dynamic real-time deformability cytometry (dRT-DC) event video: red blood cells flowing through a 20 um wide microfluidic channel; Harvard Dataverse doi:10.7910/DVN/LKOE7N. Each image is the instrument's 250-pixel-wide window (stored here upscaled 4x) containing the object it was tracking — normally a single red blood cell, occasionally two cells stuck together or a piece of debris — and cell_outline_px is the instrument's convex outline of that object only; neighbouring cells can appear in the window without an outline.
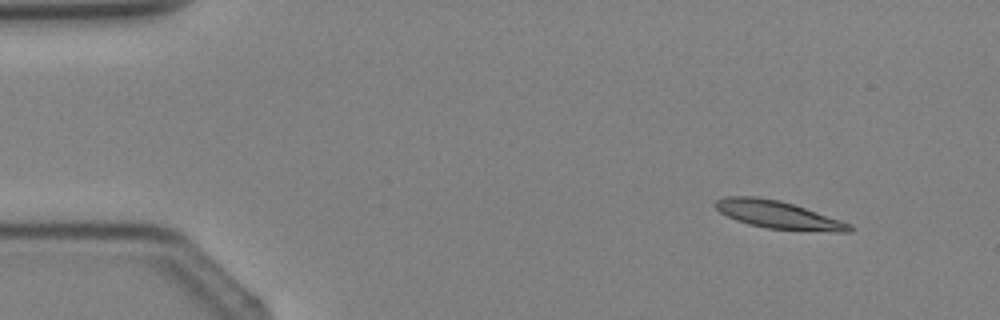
{"species": "Egyptian fruit bat (a non-hibernating species)", "species_latin": "Rousettus aegyptiacus", "temperature_condition": "cold", "stored_images_in_passage": 3, "camera_frame_rate_fps": 3000, "um_per_image_px": 0.085, "animal": {"sex": "female"}, "frame": {"image": 1, "passage_image": 1, "time_ms": 0.0, "image_size_px": [1000, 320], "cell_outline_px": [[856, 228], [852, 232], [836, 232], [768, 228], [748, 224], [736, 220], [720, 212], [712, 204], [716, 200], [724, 196], [756, 196], [780, 200], [852, 224]], "centroid_in_image_um": [66.13, 18.25], "position_along_channel_um": 18.9, "area_um2": 21.62}}
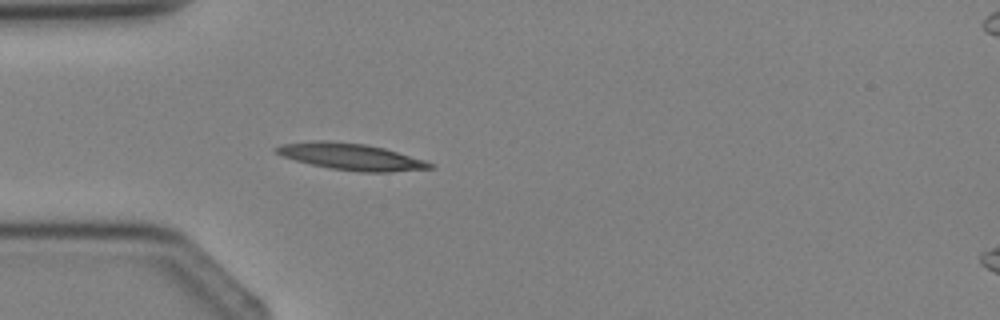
{"frame": {"image": 2, "passage_image": 3, "time_ms": 2.333, "image_size_px": [1000, 320], "cell_outline_px": [[436, 168], [388, 172], [364, 172], [332, 168], [312, 164], [296, 160], [284, 156], [276, 152], [272, 148], [284, 144], [316, 140], [328, 140], [364, 144], [384, 148], [424, 160], [436, 164]], "centroid_in_image_um": [29.89, 13.31], "position_along_channel_um": 55.1, "area_um2": 23.52}}